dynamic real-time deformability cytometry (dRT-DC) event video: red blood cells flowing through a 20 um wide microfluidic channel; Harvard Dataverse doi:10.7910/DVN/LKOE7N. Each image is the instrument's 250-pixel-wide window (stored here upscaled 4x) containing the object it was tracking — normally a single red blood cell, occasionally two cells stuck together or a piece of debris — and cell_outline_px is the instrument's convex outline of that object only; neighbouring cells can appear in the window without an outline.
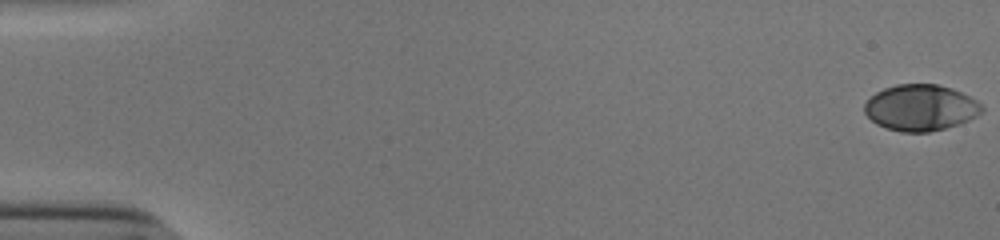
{"species": "human", "species_latin": "Homo sapiens", "temperature_condition": "cold", "stored_images_in_passage": 54, "camera_frame_rate_fps": 3000, "um_per_image_px": 0.085, "donor": {"sex": "male"}, "frame": {"image": 1, "passage_image": 1, "time_ms": 0.0, "image_size_px": [1000, 240], "cell_outline_px": [[984, 112], [960, 124], [928, 132], [900, 132], [884, 128], [876, 124], [864, 112], [864, 104], [876, 92], [884, 88], [896, 84], [936, 84], [952, 88], [976, 100], [984, 108]], "centroid_in_image_um": [78.25, 9.16], "position_along_channel_um": 6.8, "area_um2": 31.62}}
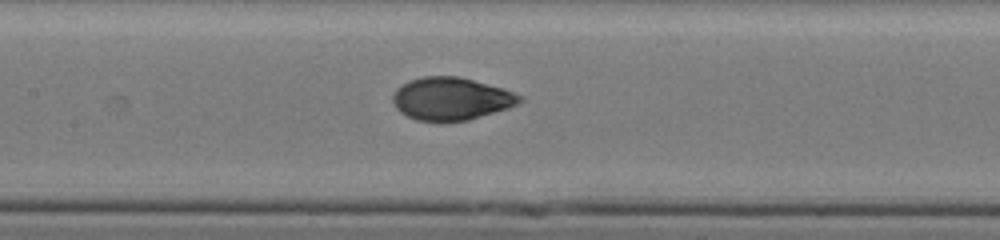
{"frame": {"image": 2, "passage_image": 27, "time_ms": 8.667, "image_size_px": [1000, 240], "cell_outline_px": [[524, 100], [508, 108], [468, 120], [416, 120], [400, 112], [396, 108], [392, 100], [392, 96], [396, 88], [408, 80], [424, 76], [460, 76], [504, 88], [524, 96]], "centroid_in_image_um": [38.36, 8.36], "position_along_channel_um": 169.0, "area_um2": 31.56}}
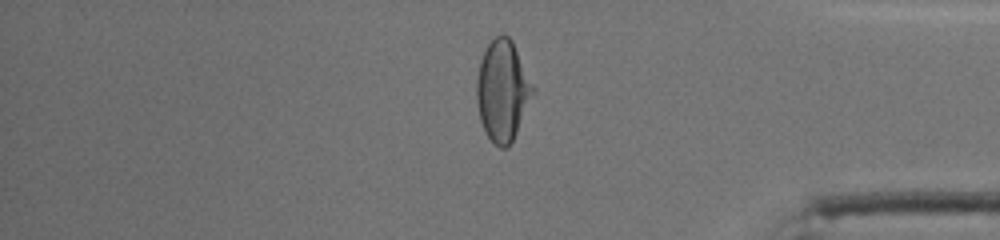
{"frame": {"image": 3, "passage_image": 46, "time_ms": 15.0, "image_size_px": [1000, 240], "cell_outline_px": [[536, 92], [508, 148], [500, 148], [488, 136], [480, 120], [476, 100], [476, 80], [480, 60], [488, 44], [500, 32], [508, 36], [512, 40], [536, 88]], "centroid_in_image_um": [42.74, 7.67], "position_along_channel_um": 392.5, "area_um2": 33.23}, "authors_computed_cell_mechanics": {"area_um2": 31.5299, "velocity_mm_per_s": 3.8612, "shape_relaxation_time_tau1_ms": 5.4101, "shape_relaxation_time_tau2_ms": null, "deformation_change_tau1": 0.216, "deformation_change_tau2": null}}